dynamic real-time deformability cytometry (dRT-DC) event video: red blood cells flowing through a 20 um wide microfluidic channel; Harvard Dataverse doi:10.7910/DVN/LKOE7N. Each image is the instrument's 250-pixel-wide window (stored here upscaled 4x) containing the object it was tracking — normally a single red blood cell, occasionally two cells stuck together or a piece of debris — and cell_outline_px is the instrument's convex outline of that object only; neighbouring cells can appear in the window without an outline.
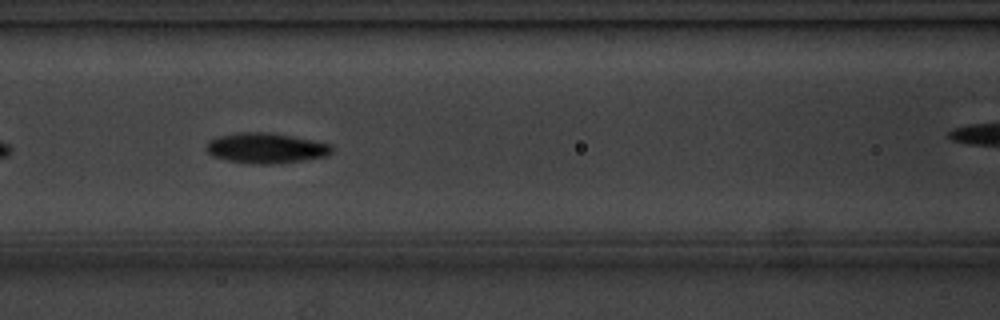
{"species": "common noctule bat (a hibernating species)", "species_latin": "Nyctalus noctula", "temperature_condition": "cold", "stored_images_in_passage": 9, "camera_frame_rate_fps": 3000, "um_per_image_px": 0.085, "animal": {"sex": "male", "body_mass_g": 20.1, "forearm_length_mm": 53.5}, "frame": {"image": 1, "passage_image": 6, "time_ms": 5.667, "image_size_px": [1000, 320], "cell_outline_px": [[332, 152], [328, 156], [272, 164], [256, 164], [228, 160], [212, 156], [204, 148], [208, 140], [216, 136], [236, 132], [268, 132], [292, 136], [332, 144]], "centroid_in_image_um": [22.56, 12.57], "position_along_channel_um": 144.0, "area_um2": 22.25}}